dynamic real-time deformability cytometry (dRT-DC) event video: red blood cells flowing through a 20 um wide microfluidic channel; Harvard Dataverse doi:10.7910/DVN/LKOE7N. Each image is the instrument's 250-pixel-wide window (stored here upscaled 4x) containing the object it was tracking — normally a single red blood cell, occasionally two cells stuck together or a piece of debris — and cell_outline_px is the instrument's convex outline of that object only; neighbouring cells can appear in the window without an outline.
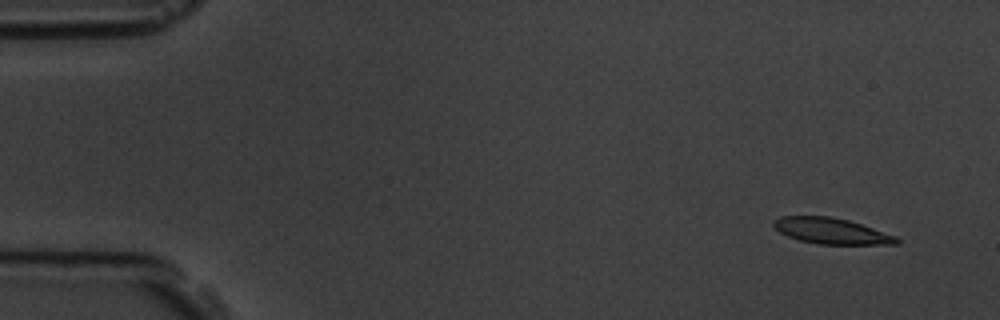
{"species": "common noctule bat (a hibernating species)", "species_latin": "Nyctalus noctula", "temperature_condition": "room temperature", "stored_images_in_passage": 6, "camera_frame_rate_fps": 3000, "um_per_image_px": 0.085, "animal": {"sex": "male", "body_mass_g": 19.5, "forearm_length_mm": 54.6}, "frame": {"image": 1, "passage_image": 1, "time_ms": 0.0, "image_size_px": [1000, 320], "cell_outline_px": [[900, 244], [820, 244], [800, 240], [788, 236], [780, 232], [772, 224], [772, 220], [780, 216], [828, 216], [848, 220], [896, 236], [900, 240]], "centroid_in_image_um": [70.65, 19.63], "position_along_channel_um": 14.4, "area_um2": 18.38}}
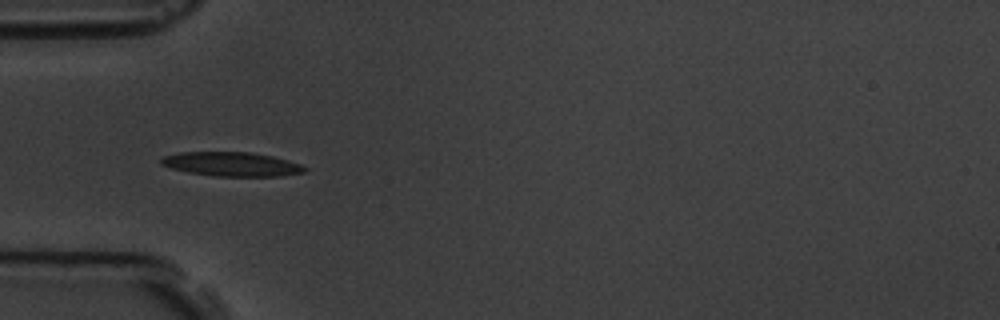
{"frame": {"image": 2, "passage_image": 5, "time_ms": 4.667, "image_size_px": [1000, 320], "cell_outline_px": [[308, 168], [304, 172], [280, 176], [216, 176], [188, 172], [172, 168], [160, 164], [160, 160], [164, 156], [180, 152], [252, 152], [272, 156], [288, 160], [300, 164]], "centroid_in_image_um": [19.7, 13.95], "position_along_channel_um": 65.3, "area_um2": 20.11}}
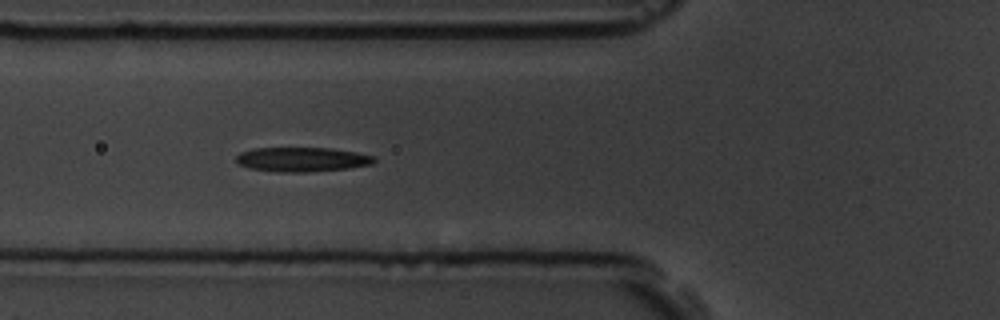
{"frame": {"image": 3, "passage_image": 6, "time_ms": 5.667, "image_size_px": [1000, 320], "cell_outline_px": [[376, 160], [372, 164], [348, 168], [308, 172], [276, 172], [248, 168], [240, 164], [236, 160], [236, 156], [240, 152], [252, 148], [328, 148], [356, 152], [376, 156]], "centroid_in_image_um": [25.67, 13.55], "position_along_channel_um": 100.1, "area_um2": 19.71}}